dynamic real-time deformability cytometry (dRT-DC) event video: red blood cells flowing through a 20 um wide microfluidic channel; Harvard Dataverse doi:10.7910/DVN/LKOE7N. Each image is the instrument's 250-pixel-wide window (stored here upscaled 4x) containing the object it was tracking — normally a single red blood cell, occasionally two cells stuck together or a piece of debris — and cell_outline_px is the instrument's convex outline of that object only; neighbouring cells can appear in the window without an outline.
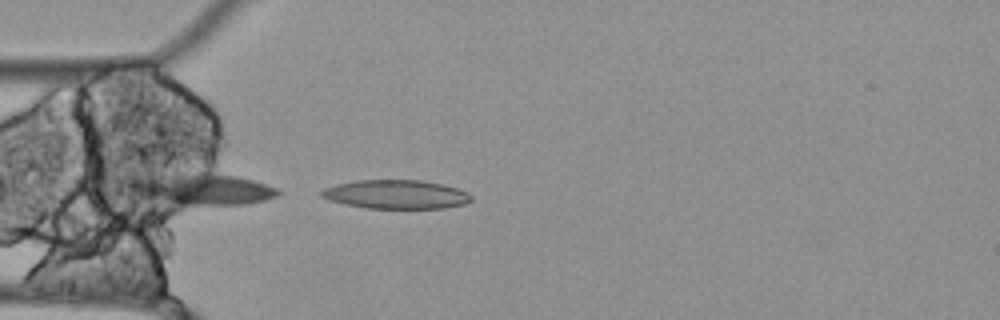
{"species": "Egyptian fruit bat (a non-hibernating species)", "species_latin": "Rousettus aegyptiacus", "temperature_condition": "cold", "stored_images_in_passage": 4, "camera_frame_rate_fps": 3000, "um_per_image_px": 0.085, "animal": {"sex": "female"}, "frame": {"image": 1, "passage_image": 4, "time_ms": 1.0, "image_size_px": [1000, 320], "cell_outline_px": [[472, 200], [464, 204], [444, 208], [364, 208], [344, 204], [328, 200], [320, 196], [320, 192], [324, 188], [336, 184], [356, 180], [420, 180], [440, 184], [456, 188], [468, 192], [472, 196]], "centroid_in_image_um": [33.63, 16.52], "position_along_channel_um": 51.4, "area_um2": 25.2}}